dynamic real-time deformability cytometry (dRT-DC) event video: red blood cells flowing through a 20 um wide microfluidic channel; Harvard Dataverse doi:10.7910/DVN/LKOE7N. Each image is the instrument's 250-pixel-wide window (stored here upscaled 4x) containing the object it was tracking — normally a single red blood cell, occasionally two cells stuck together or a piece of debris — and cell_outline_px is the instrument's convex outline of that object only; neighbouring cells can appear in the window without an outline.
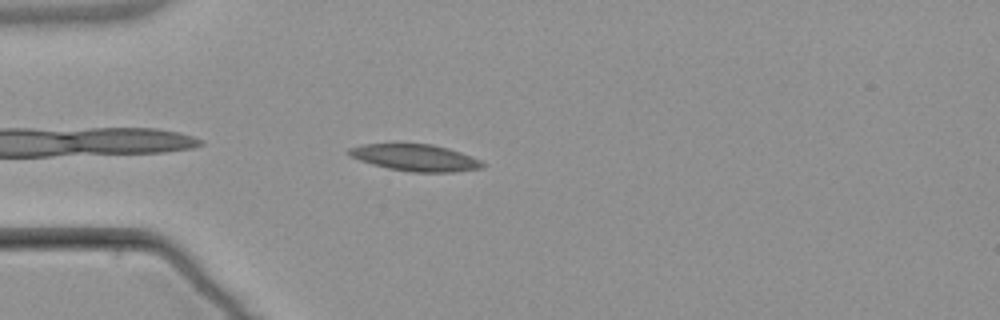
{"species": "common noctule bat (a hibernating species)", "species_latin": "Nyctalus noctula", "temperature_condition": "warm", "stored_images_in_passage": 5, "camera_frame_rate_fps": 3000, "um_per_image_px": 0.085, "animal": {"sex": "male", "body_mass_g": 21.5, "forearm_length_mm": 52.0}, "frame": {"image": 1, "passage_image": 4, "time_ms": 4.667, "image_size_px": [1000, 320], "cell_outline_px": [[488, 164], [484, 168], [452, 172], [412, 172], [388, 168], [372, 164], [360, 160], [352, 156], [348, 152], [348, 148], [360, 144], [432, 144], [448, 148], [460, 152], [480, 160]], "centroid_in_image_um": [35.34, 13.4], "position_along_channel_um": 49.7, "area_um2": 20.75}}